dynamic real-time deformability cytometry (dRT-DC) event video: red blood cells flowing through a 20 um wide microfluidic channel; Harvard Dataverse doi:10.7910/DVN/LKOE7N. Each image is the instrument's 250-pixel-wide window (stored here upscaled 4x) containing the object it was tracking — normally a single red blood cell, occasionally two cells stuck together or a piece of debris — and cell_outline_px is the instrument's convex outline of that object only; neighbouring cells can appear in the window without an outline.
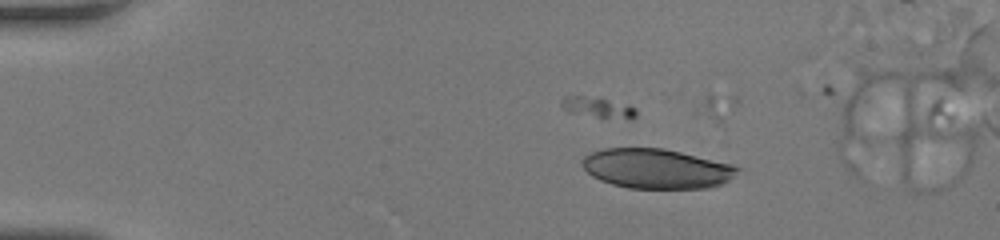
{"species": "human", "species_latin": "Homo sapiens", "temperature_condition": "room temperature", "stored_images_in_passage": 8, "camera_frame_rate_fps": 3000, "um_per_image_px": 0.085, "donor": {"sex": "female"}, "frame": {"image": 1, "passage_image": 1, "time_ms": 0.0, "image_size_px": [1000, 240], "cell_outline_px": [[740, 168], [728, 180], [720, 184], [708, 188], [628, 188], [612, 184], [600, 180], [592, 176], [580, 164], [580, 160], [584, 156], [592, 152], [604, 148], [664, 148], [732, 164]], "centroid_in_image_um": [55.76, 14.33], "position_along_channel_um": 29.2, "area_um2": 35.84}}